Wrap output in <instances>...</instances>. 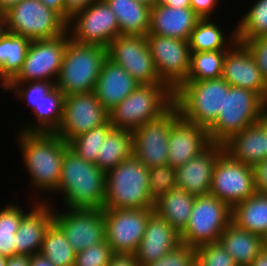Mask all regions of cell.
I'll use <instances>...</instances> for the list:
<instances>
[{
  "instance_id": "cell-10",
  "label": "cell",
  "mask_w": 267,
  "mask_h": 266,
  "mask_svg": "<svg viewBox=\"0 0 267 266\" xmlns=\"http://www.w3.org/2000/svg\"><path fill=\"white\" fill-rule=\"evenodd\" d=\"M67 31L77 43L104 48L120 35L117 17L105 0H96L75 13L67 23Z\"/></svg>"
},
{
  "instance_id": "cell-59",
  "label": "cell",
  "mask_w": 267,
  "mask_h": 266,
  "mask_svg": "<svg viewBox=\"0 0 267 266\" xmlns=\"http://www.w3.org/2000/svg\"><path fill=\"white\" fill-rule=\"evenodd\" d=\"M138 1L143 2L149 6L154 5V0H138Z\"/></svg>"
},
{
  "instance_id": "cell-13",
  "label": "cell",
  "mask_w": 267,
  "mask_h": 266,
  "mask_svg": "<svg viewBox=\"0 0 267 266\" xmlns=\"http://www.w3.org/2000/svg\"><path fill=\"white\" fill-rule=\"evenodd\" d=\"M69 39L67 31L56 38L32 40L20 71L10 82L51 81L55 84Z\"/></svg>"
},
{
  "instance_id": "cell-55",
  "label": "cell",
  "mask_w": 267,
  "mask_h": 266,
  "mask_svg": "<svg viewBox=\"0 0 267 266\" xmlns=\"http://www.w3.org/2000/svg\"><path fill=\"white\" fill-rule=\"evenodd\" d=\"M22 0H0V10L6 12L10 7L16 5Z\"/></svg>"
},
{
  "instance_id": "cell-51",
  "label": "cell",
  "mask_w": 267,
  "mask_h": 266,
  "mask_svg": "<svg viewBox=\"0 0 267 266\" xmlns=\"http://www.w3.org/2000/svg\"><path fill=\"white\" fill-rule=\"evenodd\" d=\"M5 266H30V257L27 255H15L7 259Z\"/></svg>"
},
{
  "instance_id": "cell-11",
  "label": "cell",
  "mask_w": 267,
  "mask_h": 266,
  "mask_svg": "<svg viewBox=\"0 0 267 266\" xmlns=\"http://www.w3.org/2000/svg\"><path fill=\"white\" fill-rule=\"evenodd\" d=\"M154 208H104L105 240L114 254H135Z\"/></svg>"
},
{
  "instance_id": "cell-33",
  "label": "cell",
  "mask_w": 267,
  "mask_h": 266,
  "mask_svg": "<svg viewBox=\"0 0 267 266\" xmlns=\"http://www.w3.org/2000/svg\"><path fill=\"white\" fill-rule=\"evenodd\" d=\"M232 222L240 229L264 236L267 233V194L256 192L232 208Z\"/></svg>"
},
{
  "instance_id": "cell-42",
  "label": "cell",
  "mask_w": 267,
  "mask_h": 266,
  "mask_svg": "<svg viewBox=\"0 0 267 266\" xmlns=\"http://www.w3.org/2000/svg\"><path fill=\"white\" fill-rule=\"evenodd\" d=\"M195 262L199 266H237L220 242L203 244L195 248Z\"/></svg>"
},
{
  "instance_id": "cell-38",
  "label": "cell",
  "mask_w": 267,
  "mask_h": 266,
  "mask_svg": "<svg viewBox=\"0 0 267 266\" xmlns=\"http://www.w3.org/2000/svg\"><path fill=\"white\" fill-rule=\"evenodd\" d=\"M228 50L190 53V70L185 81H202L222 77L223 60Z\"/></svg>"
},
{
  "instance_id": "cell-45",
  "label": "cell",
  "mask_w": 267,
  "mask_h": 266,
  "mask_svg": "<svg viewBox=\"0 0 267 266\" xmlns=\"http://www.w3.org/2000/svg\"><path fill=\"white\" fill-rule=\"evenodd\" d=\"M254 57L264 80L267 82V35L243 42Z\"/></svg>"
},
{
  "instance_id": "cell-36",
  "label": "cell",
  "mask_w": 267,
  "mask_h": 266,
  "mask_svg": "<svg viewBox=\"0 0 267 266\" xmlns=\"http://www.w3.org/2000/svg\"><path fill=\"white\" fill-rule=\"evenodd\" d=\"M40 254L55 266H74L75 263L76 251L54 222L45 232Z\"/></svg>"
},
{
  "instance_id": "cell-16",
  "label": "cell",
  "mask_w": 267,
  "mask_h": 266,
  "mask_svg": "<svg viewBox=\"0 0 267 266\" xmlns=\"http://www.w3.org/2000/svg\"><path fill=\"white\" fill-rule=\"evenodd\" d=\"M108 120L109 112L98 101L94 91L74 93L65 96L62 122L55 133L68 144Z\"/></svg>"
},
{
  "instance_id": "cell-5",
  "label": "cell",
  "mask_w": 267,
  "mask_h": 266,
  "mask_svg": "<svg viewBox=\"0 0 267 266\" xmlns=\"http://www.w3.org/2000/svg\"><path fill=\"white\" fill-rule=\"evenodd\" d=\"M149 192V168L132 156L106 173L104 208H154Z\"/></svg>"
},
{
  "instance_id": "cell-27",
  "label": "cell",
  "mask_w": 267,
  "mask_h": 266,
  "mask_svg": "<svg viewBox=\"0 0 267 266\" xmlns=\"http://www.w3.org/2000/svg\"><path fill=\"white\" fill-rule=\"evenodd\" d=\"M219 242L237 266H250L264 249L262 236L240 229L233 222L224 229Z\"/></svg>"
},
{
  "instance_id": "cell-9",
  "label": "cell",
  "mask_w": 267,
  "mask_h": 266,
  "mask_svg": "<svg viewBox=\"0 0 267 266\" xmlns=\"http://www.w3.org/2000/svg\"><path fill=\"white\" fill-rule=\"evenodd\" d=\"M232 222V208L208 193L195 197L186 228L180 233L182 243L192 247L219 242L224 229Z\"/></svg>"
},
{
  "instance_id": "cell-44",
  "label": "cell",
  "mask_w": 267,
  "mask_h": 266,
  "mask_svg": "<svg viewBox=\"0 0 267 266\" xmlns=\"http://www.w3.org/2000/svg\"><path fill=\"white\" fill-rule=\"evenodd\" d=\"M195 263V247L178 244L165 256L144 266H191Z\"/></svg>"
},
{
  "instance_id": "cell-34",
  "label": "cell",
  "mask_w": 267,
  "mask_h": 266,
  "mask_svg": "<svg viewBox=\"0 0 267 266\" xmlns=\"http://www.w3.org/2000/svg\"><path fill=\"white\" fill-rule=\"evenodd\" d=\"M133 133L113 128L102 141L96 165L105 173L133 156Z\"/></svg>"
},
{
  "instance_id": "cell-30",
  "label": "cell",
  "mask_w": 267,
  "mask_h": 266,
  "mask_svg": "<svg viewBox=\"0 0 267 266\" xmlns=\"http://www.w3.org/2000/svg\"><path fill=\"white\" fill-rule=\"evenodd\" d=\"M31 40L5 31L0 37V87L9 91V82L20 71Z\"/></svg>"
},
{
  "instance_id": "cell-22",
  "label": "cell",
  "mask_w": 267,
  "mask_h": 266,
  "mask_svg": "<svg viewBox=\"0 0 267 266\" xmlns=\"http://www.w3.org/2000/svg\"><path fill=\"white\" fill-rule=\"evenodd\" d=\"M225 151L220 144H211L195 158L176 168V184L195 196L210 192L215 163Z\"/></svg>"
},
{
  "instance_id": "cell-25",
  "label": "cell",
  "mask_w": 267,
  "mask_h": 266,
  "mask_svg": "<svg viewBox=\"0 0 267 266\" xmlns=\"http://www.w3.org/2000/svg\"><path fill=\"white\" fill-rule=\"evenodd\" d=\"M139 84L122 66L107 58L102 66L94 92L98 101L109 112L130 95Z\"/></svg>"
},
{
  "instance_id": "cell-3",
  "label": "cell",
  "mask_w": 267,
  "mask_h": 266,
  "mask_svg": "<svg viewBox=\"0 0 267 266\" xmlns=\"http://www.w3.org/2000/svg\"><path fill=\"white\" fill-rule=\"evenodd\" d=\"M174 105V91L166 84H139L109 111V121L116 129L134 131L166 113Z\"/></svg>"
},
{
  "instance_id": "cell-39",
  "label": "cell",
  "mask_w": 267,
  "mask_h": 266,
  "mask_svg": "<svg viewBox=\"0 0 267 266\" xmlns=\"http://www.w3.org/2000/svg\"><path fill=\"white\" fill-rule=\"evenodd\" d=\"M113 128V125L108 120L105 124L72 139L68 143L69 148L84 160L96 163L102 141L105 140L107 134Z\"/></svg>"
},
{
  "instance_id": "cell-21",
  "label": "cell",
  "mask_w": 267,
  "mask_h": 266,
  "mask_svg": "<svg viewBox=\"0 0 267 266\" xmlns=\"http://www.w3.org/2000/svg\"><path fill=\"white\" fill-rule=\"evenodd\" d=\"M52 196L45 202L31 199L30 211L22 218L16 232V255L39 254L46 230L53 223ZM51 204V205H50Z\"/></svg>"
},
{
  "instance_id": "cell-29",
  "label": "cell",
  "mask_w": 267,
  "mask_h": 266,
  "mask_svg": "<svg viewBox=\"0 0 267 266\" xmlns=\"http://www.w3.org/2000/svg\"><path fill=\"white\" fill-rule=\"evenodd\" d=\"M65 95L54 87L31 111L34 122L27 121L17 131L56 132L63 118ZM36 121V122H35Z\"/></svg>"
},
{
  "instance_id": "cell-54",
  "label": "cell",
  "mask_w": 267,
  "mask_h": 266,
  "mask_svg": "<svg viewBox=\"0 0 267 266\" xmlns=\"http://www.w3.org/2000/svg\"><path fill=\"white\" fill-rule=\"evenodd\" d=\"M250 266H267V249L264 248Z\"/></svg>"
},
{
  "instance_id": "cell-57",
  "label": "cell",
  "mask_w": 267,
  "mask_h": 266,
  "mask_svg": "<svg viewBox=\"0 0 267 266\" xmlns=\"http://www.w3.org/2000/svg\"><path fill=\"white\" fill-rule=\"evenodd\" d=\"M267 126V104L265 106L264 112L262 114V119H261Z\"/></svg>"
},
{
  "instance_id": "cell-49",
  "label": "cell",
  "mask_w": 267,
  "mask_h": 266,
  "mask_svg": "<svg viewBox=\"0 0 267 266\" xmlns=\"http://www.w3.org/2000/svg\"><path fill=\"white\" fill-rule=\"evenodd\" d=\"M108 266H140L135 254H114Z\"/></svg>"
},
{
  "instance_id": "cell-14",
  "label": "cell",
  "mask_w": 267,
  "mask_h": 266,
  "mask_svg": "<svg viewBox=\"0 0 267 266\" xmlns=\"http://www.w3.org/2000/svg\"><path fill=\"white\" fill-rule=\"evenodd\" d=\"M107 50L108 58L140 84H165L156 70L146 36L119 35Z\"/></svg>"
},
{
  "instance_id": "cell-1",
  "label": "cell",
  "mask_w": 267,
  "mask_h": 266,
  "mask_svg": "<svg viewBox=\"0 0 267 266\" xmlns=\"http://www.w3.org/2000/svg\"><path fill=\"white\" fill-rule=\"evenodd\" d=\"M17 132L16 143L29 173L30 189L36 192L37 202H45L47 198L43 199L42 192L49 196L58 190L63 156L69 144L55 132Z\"/></svg>"
},
{
  "instance_id": "cell-19",
  "label": "cell",
  "mask_w": 267,
  "mask_h": 266,
  "mask_svg": "<svg viewBox=\"0 0 267 266\" xmlns=\"http://www.w3.org/2000/svg\"><path fill=\"white\" fill-rule=\"evenodd\" d=\"M222 78L230 86L255 91L267 102V82L264 80L251 52L243 43L236 42L226 52L223 60Z\"/></svg>"
},
{
  "instance_id": "cell-46",
  "label": "cell",
  "mask_w": 267,
  "mask_h": 266,
  "mask_svg": "<svg viewBox=\"0 0 267 266\" xmlns=\"http://www.w3.org/2000/svg\"><path fill=\"white\" fill-rule=\"evenodd\" d=\"M220 0H190V8L201 18H214ZM214 15V16H213Z\"/></svg>"
},
{
  "instance_id": "cell-47",
  "label": "cell",
  "mask_w": 267,
  "mask_h": 266,
  "mask_svg": "<svg viewBox=\"0 0 267 266\" xmlns=\"http://www.w3.org/2000/svg\"><path fill=\"white\" fill-rule=\"evenodd\" d=\"M257 192L267 194V158L253 166Z\"/></svg>"
},
{
  "instance_id": "cell-40",
  "label": "cell",
  "mask_w": 267,
  "mask_h": 266,
  "mask_svg": "<svg viewBox=\"0 0 267 266\" xmlns=\"http://www.w3.org/2000/svg\"><path fill=\"white\" fill-rule=\"evenodd\" d=\"M54 87L51 81L9 82V92L25 102L31 111Z\"/></svg>"
},
{
  "instance_id": "cell-60",
  "label": "cell",
  "mask_w": 267,
  "mask_h": 266,
  "mask_svg": "<svg viewBox=\"0 0 267 266\" xmlns=\"http://www.w3.org/2000/svg\"><path fill=\"white\" fill-rule=\"evenodd\" d=\"M264 248L267 249V233L263 236Z\"/></svg>"
},
{
  "instance_id": "cell-53",
  "label": "cell",
  "mask_w": 267,
  "mask_h": 266,
  "mask_svg": "<svg viewBox=\"0 0 267 266\" xmlns=\"http://www.w3.org/2000/svg\"><path fill=\"white\" fill-rule=\"evenodd\" d=\"M30 266H55L50 260L39 254L30 257Z\"/></svg>"
},
{
  "instance_id": "cell-6",
  "label": "cell",
  "mask_w": 267,
  "mask_h": 266,
  "mask_svg": "<svg viewBox=\"0 0 267 266\" xmlns=\"http://www.w3.org/2000/svg\"><path fill=\"white\" fill-rule=\"evenodd\" d=\"M230 85L222 78L202 81H184L174 91V105L180 116L209 129L223 111L224 92Z\"/></svg>"
},
{
  "instance_id": "cell-56",
  "label": "cell",
  "mask_w": 267,
  "mask_h": 266,
  "mask_svg": "<svg viewBox=\"0 0 267 266\" xmlns=\"http://www.w3.org/2000/svg\"><path fill=\"white\" fill-rule=\"evenodd\" d=\"M6 31L5 12L0 10V37Z\"/></svg>"
},
{
  "instance_id": "cell-23",
  "label": "cell",
  "mask_w": 267,
  "mask_h": 266,
  "mask_svg": "<svg viewBox=\"0 0 267 266\" xmlns=\"http://www.w3.org/2000/svg\"><path fill=\"white\" fill-rule=\"evenodd\" d=\"M181 243L180 234L156 212L149 216L143 238L135 252L140 266L157 261Z\"/></svg>"
},
{
  "instance_id": "cell-48",
  "label": "cell",
  "mask_w": 267,
  "mask_h": 266,
  "mask_svg": "<svg viewBox=\"0 0 267 266\" xmlns=\"http://www.w3.org/2000/svg\"><path fill=\"white\" fill-rule=\"evenodd\" d=\"M94 1L96 0H65V21L68 23L75 13L83 10Z\"/></svg>"
},
{
  "instance_id": "cell-7",
  "label": "cell",
  "mask_w": 267,
  "mask_h": 266,
  "mask_svg": "<svg viewBox=\"0 0 267 266\" xmlns=\"http://www.w3.org/2000/svg\"><path fill=\"white\" fill-rule=\"evenodd\" d=\"M267 102L255 91L230 86L224 92L223 111L208 129L211 144L224 145L234 135L262 119Z\"/></svg>"
},
{
  "instance_id": "cell-31",
  "label": "cell",
  "mask_w": 267,
  "mask_h": 266,
  "mask_svg": "<svg viewBox=\"0 0 267 266\" xmlns=\"http://www.w3.org/2000/svg\"><path fill=\"white\" fill-rule=\"evenodd\" d=\"M232 29L226 33L213 18L200 19L189 39L190 52L229 50L237 42L235 27Z\"/></svg>"
},
{
  "instance_id": "cell-24",
  "label": "cell",
  "mask_w": 267,
  "mask_h": 266,
  "mask_svg": "<svg viewBox=\"0 0 267 266\" xmlns=\"http://www.w3.org/2000/svg\"><path fill=\"white\" fill-rule=\"evenodd\" d=\"M201 18L190 8L152 5L148 34L173 37L189 41L191 33Z\"/></svg>"
},
{
  "instance_id": "cell-20",
  "label": "cell",
  "mask_w": 267,
  "mask_h": 266,
  "mask_svg": "<svg viewBox=\"0 0 267 266\" xmlns=\"http://www.w3.org/2000/svg\"><path fill=\"white\" fill-rule=\"evenodd\" d=\"M211 145L208 129L179 116L172 124L168 141V164L178 168Z\"/></svg>"
},
{
  "instance_id": "cell-17",
  "label": "cell",
  "mask_w": 267,
  "mask_h": 266,
  "mask_svg": "<svg viewBox=\"0 0 267 266\" xmlns=\"http://www.w3.org/2000/svg\"><path fill=\"white\" fill-rule=\"evenodd\" d=\"M57 210L53 205V222L62 230L76 252L105 241L103 209Z\"/></svg>"
},
{
  "instance_id": "cell-50",
  "label": "cell",
  "mask_w": 267,
  "mask_h": 266,
  "mask_svg": "<svg viewBox=\"0 0 267 266\" xmlns=\"http://www.w3.org/2000/svg\"><path fill=\"white\" fill-rule=\"evenodd\" d=\"M49 9L56 11L65 20V0H40Z\"/></svg>"
},
{
  "instance_id": "cell-8",
  "label": "cell",
  "mask_w": 267,
  "mask_h": 266,
  "mask_svg": "<svg viewBox=\"0 0 267 266\" xmlns=\"http://www.w3.org/2000/svg\"><path fill=\"white\" fill-rule=\"evenodd\" d=\"M6 31L29 40L56 38L67 32V22L40 0H22L5 12Z\"/></svg>"
},
{
  "instance_id": "cell-28",
  "label": "cell",
  "mask_w": 267,
  "mask_h": 266,
  "mask_svg": "<svg viewBox=\"0 0 267 266\" xmlns=\"http://www.w3.org/2000/svg\"><path fill=\"white\" fill-rule=\"evenodd\" d=\"M118 20L120 35L146 36L151 6L138 0H105Z\"/></svg>"
},
{
  "instance_id": "cell-32",
  "label": "cell",
  "mask_w": 267,
  "mask_h": 266,
  "mask_svg": "<svg viewBox=\"0 0 267 266\" xmlns=\"http://www.w3.org/2000/svg\"><path fill=\"white\" fill-rule=\"evenodd\" d=\"M195 197L176 186L155 202L154 212L166 219L180 234L188 224Z\"/></svg>"
},
{
  "instance_id": "cell-43",
  "label": "cell",
  "mask_w": 267,
  "mask_h": 266,
  "mask_svg": "<svg viewBox=\"0 0 267 266\" xmlns=\"http://www.w3.org/2000/svg\"><path fill=\"white\" fill-rule=\"evenodd\" d=\"M114 253L105 241L76 252L74 266H108Z\"/></svg>"
},
{
  "instance_id": "cell-15",
  "label": "cell",
  "mask_w": 267,
  "mask_h": 266,
  "mask_svg": "<svg viewBox=\"0 0 267 266\" xmlns=\"http://www.w3.org/2000/svg\"><path fill=\"white\" fill-rule=\"evenodd\" d=\"M180 116L173 105L159 118L138 127L133 133V156L147 168L168 164V141L173 122Z\"/></svg>"
},
{
  "instance_id": "cell-4",
  "label": "cell",
  "mask_w": 267,
  "mask_h": 266,
  "mask_svg": "<svg viewBox=\"0 0 267 266\" xmlns=\"http://www.w3.org/2000/svg\"><path fill=\"white\" fill-rule=\"evenodd\" d=\"M107 58V48L100 45L80 44L70 38L55 87L65 96L94 91Z\"/></svg>"
},
{
  "instance_id": "cell-12",
  "label": "cell",
  "mask_w": 267,
  "mask_h": 266,
  "mask_svg": "<svg viewBox=\"0 0 267 266\" xmlns=\"http://www.w3.org/2000/svg\"><path fill=\"white\" fill-rule=\"evenodd\" d=\"M256 192L253 166L234 160L224 151L215 163L209 193L233 208Z\"/></svg>"
},
{
  "instance_id": "cell-41",
  "label": "cell",
  "mask_w": 267,
  "mask_h": 266,
  "mask_svg": "<svg viewBox=\"0 0 267 266\" xmlns=\"http://www.w3.org/2000/svg\"><path fill=\"white\" fill-rule=\"evenodd\" d=\"M176 186L175 168L169 164L149 168V196L154 203Z\"/></svg>"
},
{
  "instance_id": "cell-2",
  "label": "cell",
  "mask_w": 267,
  "mask_h": 266,
  "mask_svg": "<svg viewBox=\"0 0 267 266\" xmlns=\"http://www.w3.org/2000/svg\"><path fill=\"white\" fill-rule=\"evenodd\" d=\"M106 173L68 148L63 156L60 183L55 192L61 208L104 209ZM60 194V195H58Z\"/></svg>"
},
{
  "instance_id": "cell-52",
  "label": "cell",
  "mask_w": 267,
  "mask_h": 266,
  "mask_svg": "<svg viewBox=\"0 0 267 266\" xmlns=\"http://www.w3.org/2000/svg\"><path fill=\"white\" fill-rule=\"evenodd\" d=\"M154 5H167L175 8L190 7V0H154Z\"/></svg>"
},
{
  "instance_id": "cell-18",
  "label": "cell",
  "mask_w": 267,
  "mask_h": 266,
  "mask_svg": "<svg viewBox=\"0 0 267 266\" xmlns=\"http://www.w3.org/2000/svg\"><path fill=\"white\" fill-rule=\"evenodd\" d=\"M146 37L160 79L175 91L190 70L189 41L154 34Z\"/></svg>"
},
{
  "instance_id": "cell-58",
  "label": "cell",
  "mask_w": 267,
  "mask_h": 266,
  "mask_svg": "<svg viewBox=\"0 0 267 266\" xmlns=\"http://www.w3.org/2000/svg\"><path fill=\"white\" fill-rule=\"evenodd\" d=\"M7 259V257H4L2 254H0V266H5Z\"/></svg>"
},
{
  "instance_id": "cell-35",
  "label": "cell",
  "mask_w": 267,
  "mask_h": 266,
  "mask_svg": "<svg viewBox=\"0 0 267 266\" xmlns=\"http://www.w3.org/2000/svg\"><path fill=\"white\" fill-rule=\"evenodd\" d=\"M19 205L10 201L0 207V254L7 258L16 255V232L22 218L30 211Z\"/></svg>"
},
{
  "instance_id": "cell-37",
  "label": "cell",
  "mask_w": 267,
  "mask_h": 266,
  "mask_svg": "<svg viewBox=\"0 0 267 266\" xmlns=\"http://www.w3.org/2000/svg\"><path fill=\"white\" fill-rule=\"evenodd\" d=\"M236 22V41L239 43L267 35V0H254Z\"/></svg>"
},
{
  "instance_id": "cell-26",
  "label": "cell",
  "mask_w": 267,
  "mask_h": 266,
  "mask_svg": "<svg viewBox=\"0 0 267 266\" xmlns=\"http://www.w3.org/2000/svg\"><path fill=\"white\" fill-rule=\"evenodd\" d=\"M223 146L234 160L255 166L267 158V126L260 120L234 135Z\"/></svg>"
}]
</instances>
